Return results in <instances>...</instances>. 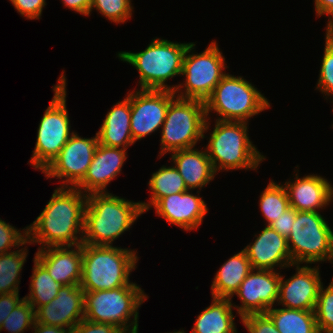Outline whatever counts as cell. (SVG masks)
Returning <instances> with one entry per match:
<instances>
[{
	"mask_svg": "<svg viewBox=\"0 0 333 333\" xmlns=\"http://www.w3.org/2000/svg\"><path fill=\"white\" fill-rule=\"evenodd\" d=\"M98 144L97 133L93 138H83L74 132L42 173L47 179H61L60 187L75 188L84 179Z\"/></svg>",
	"mask_w": 333,
	"mask_h": 333,
	"instance_id": "obj_12",
	"label": "cell"
},
{
	"mask_svg": "<svg viewBox=\"0 0 333 333\" xmlns=\"http://www.w3.org/2000/svg\"><path fill=\"white\" fill-rule=\"evenodd\" d=\"M188 45L155 38L145 50L138 53L121 51L117 57L137 69L140 89L173 91L174 85L166 82L181 75Z\"/></svg>",
	"mask_w": 333,
	"mask_h": 333,
	"instance_id": "obj_4",
	"label": "cell"
},
{
	"mask_svg": "<svg viewBox=\"0 0 333 333\" xmlns=\"http://www.w3.org/2000/svg\"><path fill=\"white\" fill-rule=\"evenodd\" d=\"M85 291L79 285H64L49 303L35 310V322L71 330L84 319Z\"/></svg>",
	"mask_w": 333,
	"mask_h": 333,
	"instance_id": "obj_16",
	"label": "cell"
},
{
	"mask_svg": "<svg viewBox=\"0 0 333 333\" xmlns=\"http://www.w3.org/2000/svg\"><path fill=\"white\" fill-rule=\"evenodd\" d=\"M171 153V162L183 177L188 190H201L215 178L216 172L206 149L190 148Z\"/></svg>",
	"mask_w": 333,
	"mask_h": 333,
	"instance_id": "obj_23",
	"label": "cell"
},
{
	"mask_svg": "<svg viewBox=\"0 0 333 333\" xmlns=\"http://www.w3.org/2000/svg\"><path fill=\"white\" fill-rule=\"evenodd\" d=\"M326 36L333 42V23L327 24Z\"/></svg>",
	"mask_w": 333,
	"mask_h": 333,
	"instance_id": "obj_44",
	"label": "cell"
},
{
	"mask_svg": "<svg viewBox=\"0 0 333 333\" xmlns=\"http://www.w3.org/2000/svg\"><path fill=\"white\" fill-rule=\"evenodd\" d=\"M320 212L296 211L287 244L293 264H333V231Z\"/></svg>",
	"mask_w": 333,
	"mask_h": 333,
	"instance_id": "obj_11",
	"label": "cell"
},
{
	"mask_svg": "<svg viewBox=\"0 0 333 333\" xmlns=\"http://www.w3.org/2000/svg\"><path fill=\"white\" fill-rule=\"evenodd\" d=\"M319 72L316 89L325 96L333 97V42L327 36H325L324 54Z\"/></svg>",
	"mask_w": 333,
	"mask_h": 333,
	"instance_id": "obj_34",
	"label": "cell"
},
{
	"mask_svg": "<svg viewBox=\"0 0 333 333\" xmlns=\"http://www.w3.org/2000/svg\"><path fill=\"white\" fill-rule=\"evenodd\" d=\"M70 333H124L111 324L95 323L83 319L75 325Z\"/></svg>",
	"mask_w": 333,
	"mask_h": 333,
	"instance_id": "obj_38",
	"label": "cell"
},
{
	"mask_svg": "<svg viewBox=\"0 0 333 333\" xmlns=\"http://www.w3.org/2000/svg\"><path fill=\"white\" fill-rule=\"evenodd\" d=\"M141 214L140 201L109 192L88 194L82 243L113 246L114 240L128 231Z\"/></svg>",
	"mask_w": 333,
	"mask_h": 333,
	"instance_id": "obj_2",
	"label": "cell"
},
{
	"mask_svg": "<svg viewBox=\"0 0 333 333\" xmlns=\"http://www.w3.org/2000/svg\"><path fill=\"white\" fill-rule=\"evenodd\" d=\"M196 318L191 333H237L231 299L214 298ZM170 333H185L177 330Z\"/></svg>",
	"mask_w": 333,
	"mask_h": 333,
	"instance_id": "obj_25",
	"label": "cell"
},
{
	"mask_svg": "<svg viewBox=\"0 0 333 333\" xmlns=\"http://www.w3.org/2000/svg\"><path fill=\"white\" fill-rule=\"evenodd\" d=\"M19 295V292L0 294V328L15 306L23 300Z\"/></svg>",
	"mask_w": 333,
	"mask_h": 333,
	"instance_id": "obj_40",
	"label": "cell"
},
{
	"mask_svg": "<svg viewBox=\"0 0 333 333\" xmlns=\"http://www.w3.org/2000/svg\"><path fill=\"white\" fill-rule=\"evenodd\" d=\"M131 4V0H93L90 13L92 9H95L115 24L125 23L132 18L133 6Z\"/></svg>",
	"mask_w": 333,
	"mask_h": 333,
	"instance_id": "obj_33",
	"label": "cell"
},
{
	"mask_svg": "<svg viewBox=\"0 0 333 333\" xmlns=\"http://www.w3.org/2000/svg\"><path fill=\"white\" fill-rule=\"evenodd\" d=\"M127 149L98 144L84 179L75 187L88 195L107 192L108 184L119 175Z\"/></svg>",
	"mask_w": 333,
	"mask_h": 333,
	"instance_id": "obj_19",
	"label": "cell"
},
{
	"mask_svg": "<svg viewBox=\"0 0 333 333\" xmlns=\"http://www.w3.org/2000/svg\"><path fill=\"white\" fill-rule=\"evenodd\" d=\"M296 273L289 279L281 274L278 305L288 309L315 311L317 298L323 282L319 266L294 265Z\"/></svg>",
	"mask_w": 333,
	"mask_h": 333,
	"instance_id": "obj_15",
	"label": "cell"
},
{
	"mask_svg": "<svg viewBox=\"0 0 333 333\" xmlns=\"http://www.w3.org/2000/svg\"><path fill=\"white\" fill-rule=\"evenodd\" d=\"M241 321L249 333H280L266 313L249 314Z\"/></svg>",
	"mask_w": 333,
	"mask_h": 333,
	"instance_id": "obj_36",
	"label": "cell"
},
{
	"mask_svg": "<svg viewBox=\"0 0 333 333\" xmlns=\"http://www.w3.org/2000/svg\"><path fill=\"white\" fill-rule=\"evenodd\" d=\"M205 111L218 114L216 120L247 122L249 118L270 108V102L252 83L242 76L226 73L206 99Z\"/></svg>",
	"mask_w": 333,
	"mask_h": 333,
	"instance_id": "obj_7",
	"label": "cell"
},
{
	"mask_svg": "<svg viewBox=\"0 0 333 333\" xmlns=\"http://www.w3.org/2000/svg\"><path fill=\"white\" fill-rule=\"evenodd\" d=\"M253 269L276 270L293 267L287 238L266 225L254 242L243 248Z\"/></svg>",
	"mask_w": 333,
	"mask_h": 333,
	"instance_id": "obj_18",
	"label": "cell"
},
{
	"mask_svg": "<svg viewBox=\"0 0 333 333\" xmlns=\"http://www.w3.org/2000/svg\"><path fill=\"white\" fill-rule=\"evenodd\" d=\"M248 123L216 120L206 151L216 174L221 170H256L265 160L248 136Z\"/></svg>",
	"mask_w": 333,
	"mask_h": 333,
	"instance_id": "obj_6",
	"label": "cell"
},
{
	"mask_svg": "<svg viewBox=\"0 0 333 333\" xmlns=\"http://www.w3.org/2000/svg\"><path fill=\"white\" fill-rule=\"evenodd\" d=\"M32 330H34L32 333H70V330L63 327L49 326L37 322L34 323Z\"/></svg>",
	"mask_w": 333,
	"mask_h": 333,
	"instance_id": "obj_43",
	"label": "cell"
},
{
	"mask_svg": "<svg viewBox=\"0 0 333 333\" xmlns=\"http://www.w3.org/2000/svg\"><path fill=\"white\" fill-rule=\"evenodd\" d=\"M259 207L266 220V225L279 218L283 212L290 208L285 187L271 180L260 195Z\"/></svg>",
	"mask_w": 333,
	"mask_h": 333,
	"instance_id": "obj_30",
	"label": "cell"
},
{
	"mask_svg": "<svg viewBox=\"0 0 333 333\" xmlns=\"http://www.w3.org/2000/svg\"><path fill=\"white\" fill-rule=\"evenodd\" d=\"M252 269L244 249L234 254L215 274L211 284L212 297L232 300L242 281Z\"/></svg>",
	"mask_w": 333,
	"mask_h": 333,
	"instance_id": "obj_24",
	"label": "cell"
},
{
	"mask_svg": "<svg viewBox=\"0 0 333 333\" xmlns=\"http://www.w3.org/2000/svg\"><path fill=\"white\" fill-rule=\"evenodd\" d=\"M205 103L196 99L175 97L170 103L161 131L159 157L167 152L194 148L205 138L210 127Z\"/></svg>",
	"mask_w": 333,
	"mask_h": 333,
	"instance_id": "obj_8",
	"label": "cell"
},
{
	"mask_svg": "<svg viewBox=\"0 0 333 333\" xmlns=\"http://www.w3.org/2000/svg\"><path fill=\"white\" fill-rule=\"evenodd\" d=\"M195 46L190 42L184 55L181 75L185 77V83L176 84L173 91L176 97L205 102L226 74L223 71L229 67L225 66V58L216 41L199 54L193 53Z\"/></svg>",
	"mask_w": 333,
	"mask_h": 333,
	"instance_id": "obj_10",
	"label": "cell"
},
{
	"mask_svg": "<svg viewBox=\"0 0 333 333\" xmlns=\"http://www.w3.org/2000/svg\"><path fill=\"white\" fill-rule=\"evenodd\" d=\"M34 323L35 310L23 297V300L15 306L9 316L4 320L0 332L5 329L9 333H24L26 329H32Z\"/></svg>",
	"mask_w": 333,
	"mask_h": 333,
	"instance_id": "obj_32",
	"label": "cell"
},
{
	"mask_svg": "<svg viewBox=\"0 0 333 333\" xmlns=\"http://www.w3.org/2000/svg\"><path fill=\"white\" fill-rule=\"evenodd\" d=\"M315 13L317 17L328 16V23H333V0H314Z\"/></svg>",
	"mask_w": 333,
	"mask_h": 333,
	"instance_id": "obj_42",
	"label": "cell"
},
{
	"mask_svg": "<svg viewBox=\"0 0 333 333\" xmlns=\"http://www.w3.org/2000/svg\"><path fill=\"white\" fill-rule=\"evenodd\" d=\"M137 253L128 248L82 243L79 286L84 291H97L130 285V274L139 259Z\"/></svg>",
	"mask_w": 333,
	"mask_h": 333,
	"instance_id": "obj_3",
	"label": "cell"
},
{
	"mask_svg": "<svg viewBox=\"0 0 333 333\" xmlns=\"http://www.w3.org/2000/svg\"><path fill=\"white\" fill-rule=\"evenodd\" d=\"M148 185L152 195L148 203L141 202L143 213L151 209L159 199L188 190L183 177L173 165L160 167L152 174Z\"/></svg>",
	"mask_w": 333,
	"mask_h": 333,
	"instance_id": "obj_27",
	"label": "cell"
},
{
	"mask_svg": "<svg viewBox=\"0 0 333 333\" xmlns=\"http://www.w3.org/2000/svg\"><path fill=\"white\" fill-rule=\"evenodd\" d=\"M330 192H331V202H332L333 201V187H332V185L330 187Z\"/></svg>",
	"mask_w": 333,
	"mask_h": 333,
	"instance_id": "obj_45",
	"label": "cell"
},
{
	"mask_svg": "<svg viewBox=\"0 0 333 333\" xmlns=\"http://www.w3.org/2000/svg\"><path fill=\"white\" fill-rule=\"evenodd\" d=\"M108 111L97 132L101 145L127 149L135 144L131 135V92Z\"/></svg>",
	"mask_w": 333,
	"mask_h": 333,
	"instance_id": "obj_22",
	"label": "cell"
},
{
	"mask_svg": "<svg viewBox=\"0 0 333 333\" xmlns=\"http://www.w3.org/2000/svg\"><path fill=\"white\" fill-rule=\"evenodd\" d=\"M86 203L87 195L77 188L55 189L44 210L27 226L29 245L37 243L42 249L82 244Z\"/></svg>",
	"mask_w": 333,
	"mask_h": 333,
	"instance_id": "obj_1",
	"label": "cell"
},
{
	"mask_svg": "<svg viewBox=\"0 0 333 333\" xmlns=\"http://www.w3.org/2000/svg\"><path fill=\"white\" fill-rule=\"evenodd\" d=\"M16 11L26 19H40L46 0H9Z\"/></svg>",
	"mask_w": 333,
	"mask_h": 333,
	"instance_id": "obj_37",
	"label": "cell"
},
{
	"mask_svg": "<svg viewBox=\"0 0 333 333\" xmlns=\"http://www.w3.org/2000/svg\"><path fill=\"white\" fill-rule=\"evenodd\" d=\"M266 314L280 333H319L314 311L271 307Z\"/></svg>",
	"mask_w": 333,
	"mask_h": 333,
	"instance_id": "obj_26",
	"label": "cell"
},
{
	"mask_svg": "<svg viewBox=\"0 0 333 333\" xmlns=\"http://www.w3.org/2000/svg\"><path fill=\"white\" fill-rule=\"evenodd\" d=\"M283 186L286 189L290 207L296 211L318 212L326 208L331 202V183L317 174L305 175L299 178L295 174V180L286 181Z\"/></svg>",
	"mask_w": 333,
	"mask_h": 333,
	"instance_id": "obj_21",
	"label": "cell"
},
{
	"mask_svg": "<svg viewBox=\"0 0 333 333\" xmlns=\"http://www.w3.org/2000/svg\"><path fill=\"white\" fill-rule=\"evenodd\" d=\"M34 258L63 285H79L82 278V244L38 249Z\"/></svg>",
	"mask_w": 333,
	"mask_h": 333,
	"instance_id": "obj_20",
	"label": "cell"
},
{
	"mask_svg": "<svg viewBox=\"0 0 333 333\" xmlns=\"http://www.w3.org/2000/svg\"><path fill=\"white\" fill-rule=\"evenodd\" d=\"M61 73L53 86L54 96L40 120L37 139L29 160L35 169L43 171L59 154L74 131H70V119L66 107V77Z\"/></svg>",
	"mask_w": 333,
	"mask_h": 333,
	"instance_id": "obj_9",
	"label": "cell"
},
{
	"mask_svg": "<svg viewBox=\"0 0 333 333\" xmlns=\"http://www.w3.org/2000/svg\"><path fill=\"white\" fill-rule=\"evenodd\" d=\"M23 230L22 233L21 230L14 228L0 218V254L9 252L14 246V248L19 249L20 246L23 247L29 243L27 227Z\"/></svg>",
	"mask_w": 333,
	"mask_h": 333,
	"instance_id": "obj_35",
	"label": "cell"
},
{
	"mask_svg": "<svg viewBox=\"0 0 333 333\" xmlns=\"http://www.w3.org/2000/svg\"><path fill=\"white\" fill-rule=\"evenodd\" d=\"M26 247L0 254V294L19 292L20 273L26 262Z\"/></svg>",
	"mask_w": 333,
	"mask_h": 333,
	"instance_id": "obj_29",
	"label": "cell"
},
{
	"mask_svg": "<svg viewBox=\"0 0 333 333\" xmlns=\"http://www.w3.org/2000/svg\"><path fill=\"white\" fill-rule=\"evenodd\" d=\"M296 218V210L292 207L288 208L279 218L269 224L271 228L276 230L280 235L286 238L290 235L293 222Z\"/></svg>",
	"mask_w": 333,
	"mask_h": 333,
	"instance_id": "obj_39",
	"label": "cell"
},
{
	"mask_svg": "<svg viewBox=\"0 0 333 333\" xmlns=\"http://www.w3.org/2000/svg\"><path fill=\"white\" fill-rule=\"evenodd\" d=\"M191 191V193H190ZM151 208L168 223L185 231L199 228L208 207L202 197L192 190L179 192L159 199Z\"/></svg>",
	"mask_w": 333,
	"mask_h": 333,
	"instance_id": "obj_17",
	"label": "cell"
},
{
	"mask_svg": "<svg viewBox=\"0 0 333 333\" xmlns=\"http://www.w3.org/2000/svg\"><path fill=\"white\" fill-rule=\"evenodd\" d=\"M34 267L29 285V296L24 298L36 310L38 307L49 303L58 295L59 289L64 285L56 282L47 270L34 258Z\"/></svg>",
	"mask_w": 333,
	"mask_h": 333,
	"instance_id": "obj_28",
	"label": "cell"
},
{
	"mask_svg": "<svg viewBox=\"0 0 333 333\" xmlns=\"http://www.w3.org/2000/svg\"><path fill=\"white\" fill-rule=\"evenodd\" d=\"M93 0H62L65 7L75 11L78 14L89 16Z\"/></svg>",
	"mask_w": 333,
	"mask_h": 333,
	"instance_id": "obj_41",
	"label": "cell"
},
{
	"mask_svg": "<svg viewBox=\"0 0 333 333\" xmlns=\"http://www.w3.org/2000/svg\"><path fill=\"white\" fill-rule=\"evenodd\" d=\"M147 298L135 282L116 289L85 291L84 319L111 324L124 333H138V309Z\"/></svg>",
	"mask_w": 333,
	"mask_h": 333,
	"instance_id": "obj_5",
	"label": "cell"
},
{
	"mask_svg": "<svg viewBox=\"0 0 333 333\" xmlns=\"http://www.w3.org/2000/svg\"><path fill=\"white\" fill-rule=\"evenodd\" d=\"M252 269L235 293L241 300L236 307L240 318L249 314L266 313L278 301L281 271Z\"/></svg>",
	"mask_w": 333,
	"mask_h": 333,
	"instance_id": "obj_14",
	"label": "cell"
},
{
	"mask_svg": "<svg viewBox=\"0 0 333 333\" xmlns=\"http://www.w3.org/2000/svg\"><path fill=\"white\" fill-rule=\"evenodd\" d=\"M175 97L171 90L138 88L131 92L130 129L134 143L162 128L169 103Z\"/></svg>",
	"mask_w": 333,
	"mask_h": 333,
	"instance_id": "obj_13",
	"label": "cell"
},
{
	"mask_svg": "<svg viewBox=\"0 0 333 333\" xmlns=\"http://www.w3.org/2000/svg\"><path fill=\"white\" fill-rule=\"evenodd\" d=\"M314 312L319 333H333V279L321 285Z\"/></svg>",
	"mask_w": 333,
	"mask_h": 333,
	"instance_id": "obj_31",
	"label": "cell"
}]
</instances>
